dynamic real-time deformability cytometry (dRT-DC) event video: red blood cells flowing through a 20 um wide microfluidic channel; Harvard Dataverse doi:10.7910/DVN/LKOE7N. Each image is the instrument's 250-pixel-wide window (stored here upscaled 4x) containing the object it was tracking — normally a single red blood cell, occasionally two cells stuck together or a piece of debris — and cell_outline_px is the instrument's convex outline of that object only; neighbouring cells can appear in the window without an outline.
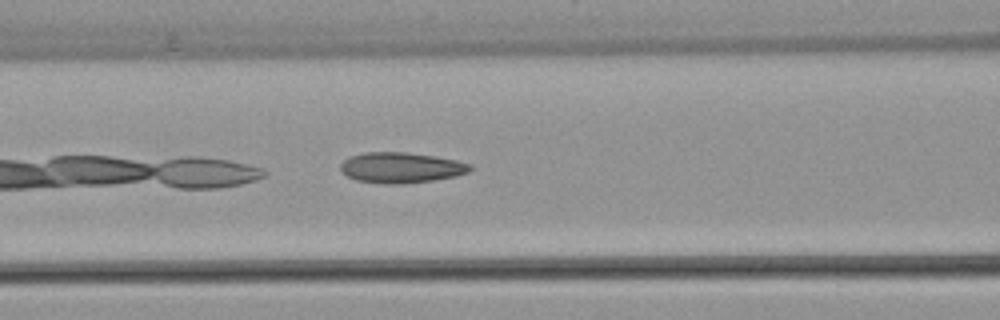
{"species": "common noctule bat (a hibernating species)", "species_latin": "Nyctalus noctula", "temperature_condition": "warm", "stored_images_in_passage": 5, "camera_frame_rate_fps": 3000, "um_per_image_px": 0.085, "animal": {"sex": "female", "body_mass_g": 22.7, "forearm_length_mm": 54.2}, "frame": {"image": 1, "passage_image": 5, "time_ms": 1.333, "image_size_px": [1000, 320], "cell_outline_px": [[472, 168], [468, 172], [456, 176], [432, 180], [400, 184], [384, 184], [356, 180], [348, 176], [340, 168], [340, 164], [344, 160], [352, 156], [364, 152], [404, 152], [436, 156], [456, 160], [472, 164]], "centroid_in_image_um": [34.11, 14.24], "position_along_channel_um": 132.5, "area_um2": 23.0}}